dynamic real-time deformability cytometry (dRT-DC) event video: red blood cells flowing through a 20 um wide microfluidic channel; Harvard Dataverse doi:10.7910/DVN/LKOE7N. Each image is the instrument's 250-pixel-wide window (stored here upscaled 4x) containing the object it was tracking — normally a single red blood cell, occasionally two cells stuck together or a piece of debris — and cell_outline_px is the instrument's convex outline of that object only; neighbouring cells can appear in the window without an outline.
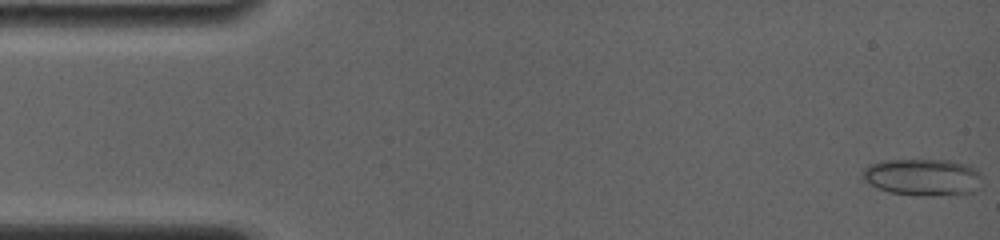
{"species": "common noctule bat (a hibernating species)", "species_latin": "Nyctalus noctula", "temperature_condition": "room temperature", "stored_images_in_passage": 79, "camera_frame_rate_fps": 4000, "um_per_image_px": 0.085, "animal": {"sex": "female", "body_mass_g": 19.0, "forearm_length_mm": 56.7}, "frame": {"image": 1, "passage_image": 1, "time_ms": 0.0, "image_size_px": [1000, 240], "cell_outline_px": [[980, 176], [976, 188], [972, 192], [932, 196], [916, 196], [888, 192], [868, 184], [860, 176], [860, 172], [868, 164], [880, 160], [952, 160], [968, 164], [976, 168], [980, 172]], "centroid_in_image_um": [78.35, 15.04], "position_along_channel_um": 6.6, "area_um2": 26.07}}
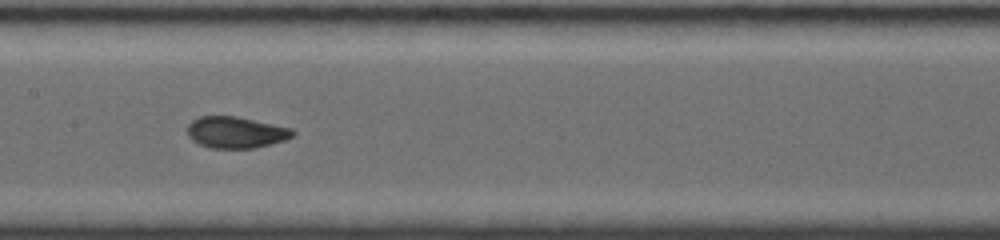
{"frame": {"image": 2, "passage_image": 54, "time_ms": 8.0, "image_size_px": [1000, 240], "cell_outline_px": [[296, 132], [292, 136], [284, 140], [252, 148], [212, 148], [200, 144], [192, 140], [188, 136], [188, 124], [192, 120], [200, 116], [236, 116], [292, 128]], "centroid_in_image_um": [20.03, 11.24], "position_along_channel_um": 187.4, "area_um2": 19.13}}
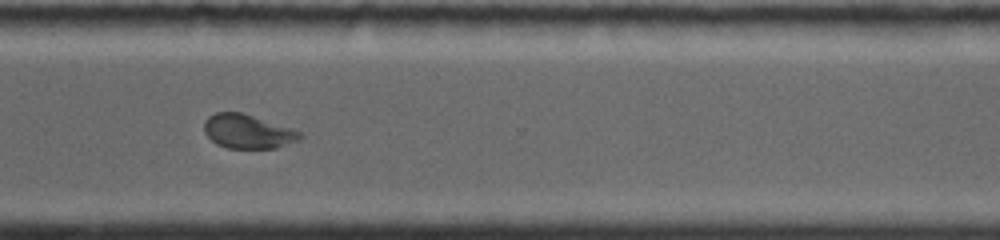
{"frame": {"image": 3, "passage_image": 78, "time_ms": 12.25, "image_size_px": [1000, 240], "cell_outline_px": [[304, 136], [296, 140], [276, 148], [228, 148], [216, 144], [204, 132], [204, 120], [208, 116], [216, 112], [240, 112], [292, 128], [300, 132]], "centroid_in_image_um": [21.03, 11.17], "position_along_channel_um": 349.6, "area_um2": 18.84}}